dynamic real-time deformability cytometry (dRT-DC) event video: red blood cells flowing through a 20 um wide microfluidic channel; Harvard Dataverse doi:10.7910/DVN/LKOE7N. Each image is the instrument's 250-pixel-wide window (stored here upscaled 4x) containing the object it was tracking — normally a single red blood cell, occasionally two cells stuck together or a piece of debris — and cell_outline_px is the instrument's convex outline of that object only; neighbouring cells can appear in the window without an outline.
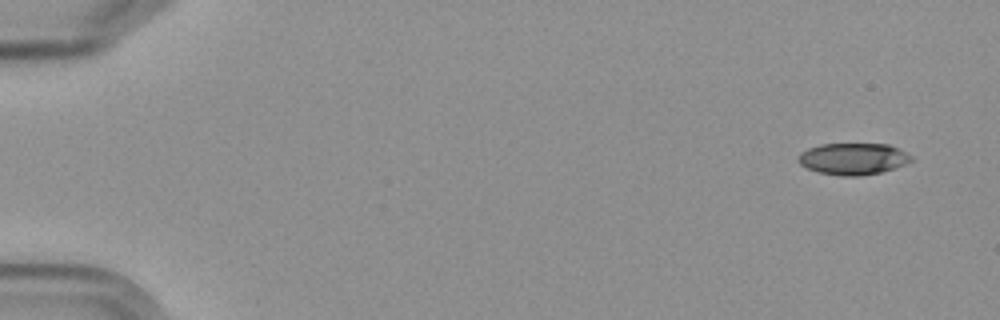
{"species": "Egyptian fruit bat (a non-hibernating species)", "species_latin": "Rousettus aegyptiacus", "temperature_condition": "cold", "stored_images_in_passage": 5, "camera_frame_rate_fps": 3000, "um_per_image_px": 0.085, "frame": {"image": 1, "passage_image": 1, "time_ms": 0.0, "image_size_px": [1000, 320], "cell_outline_px": [[912, 160], [904, 164], [880, 172], [860, 176], [840, 176], [820, 172], [808, 168], [800, 164], [796, 160], [796, 156], [800, 152], [808, 148], [820, 144], [888, 144], [912, 156]], "centroid_in_image_um": [72.45, 13.49], "position_along_channel_um": 12.6, "area_um2": 20.69}}